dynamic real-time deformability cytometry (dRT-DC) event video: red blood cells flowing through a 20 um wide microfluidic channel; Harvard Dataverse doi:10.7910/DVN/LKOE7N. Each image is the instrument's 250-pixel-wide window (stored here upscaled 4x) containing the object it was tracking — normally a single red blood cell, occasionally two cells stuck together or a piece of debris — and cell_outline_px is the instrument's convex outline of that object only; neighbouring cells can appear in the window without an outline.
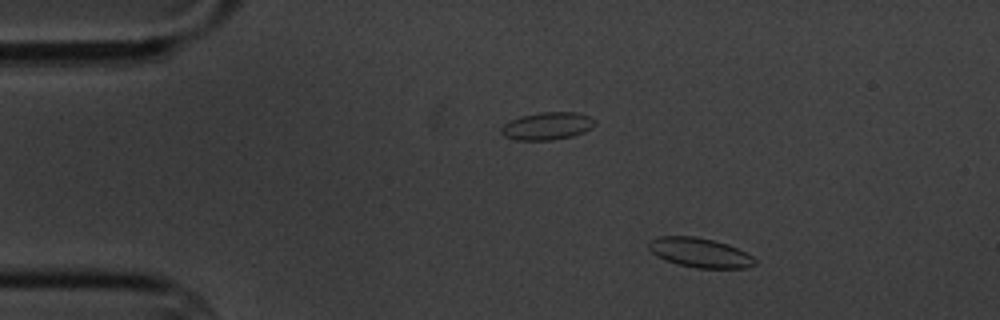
{"species": "common noctule bat (a hibernating species)", "species_latin": "Nyctalus noctula", "temperature_condition": "cold", "stored_images_in_passage": 3, "camera_frame_rate_fps": 3000, "um_per_image_px": 0.085, "animal": {"sex": "male", "body_mass_g": 20.1, "forearm_length_mm": 53.5}, "frame": {"image": 1, "passage_image": 1, "time_ms": 0.0, "image_size_px": [1000, 320], "cell_outline_px": [[756, 264], [748, 268], [696, 268], [680, 264], [668, 260], [652, 252], [648, 248], [648, 240], [660, 236], [696, 236], [728, 244], [752, 256], [756, 260]], "centroid_in_image_um": [59.5, 21.47], "position_along_channel_um": 25.5, "area_um2": 18.03}}